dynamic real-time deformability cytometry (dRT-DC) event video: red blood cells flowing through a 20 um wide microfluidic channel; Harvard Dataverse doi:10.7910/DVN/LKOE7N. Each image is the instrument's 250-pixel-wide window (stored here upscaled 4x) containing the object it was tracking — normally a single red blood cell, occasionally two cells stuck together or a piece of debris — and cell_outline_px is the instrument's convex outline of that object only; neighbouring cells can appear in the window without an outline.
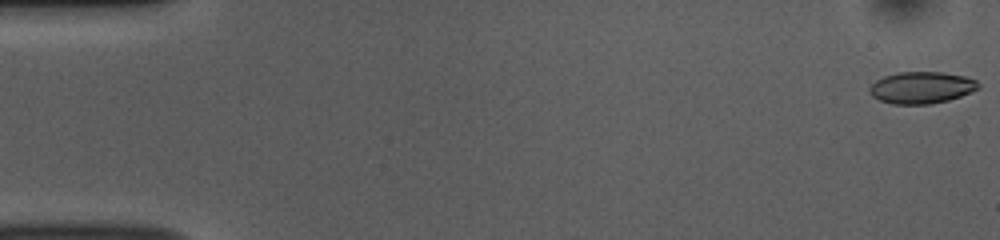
{"species": "common noctule bat (a hibernating species)", "species_latin": "Nyctalus noctula", "temperature_condition": "room temperature", "stored_images_in_passage": 53, "camera_frame_rate_fps": 3000, "um_per_image_px": 0.085, "animal": {"sex": "female", "body_mass_g": 10.0, "forearm_length_mm": 53.1}, "frame": {"image": 1, "passage_image": 1, "time_ms": 0.0, "image_size_px": [1000, 240], "cell_outline_px": [[980, 88], [960, 96], [948, 100], [928, 104], [892, 104], [880, 100], [872, 96], [868, 92], [868, 88], [876, 80], [884, 76], [900, 72], [940, 72], [964, 76], [976, 80], [980, 84]], "centroid_in_image_um": [78.31, 7.44], "position_along_channel_um": 6.7, "area_um2": 20.11}}
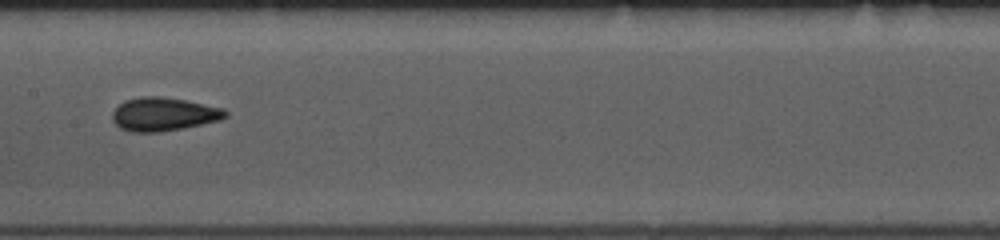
{"frame": {"image": 2, "passage_image": 27, "time_ms": 8.667, "image_size_px": [1000, 240], "cell_outline_px": [[228, 116], [220, 120], [184, 128], [160, 132], [128, 132], [120, 128], [112, 120], [112, 112], [124, 100], [140, 96], [160, 96], [184, 100], [224, 108], [228, 112]], "centroid_in_image_um": [13.9, 9.71], "position_along_channel_um": 193.5, "area_um2": 22.2}}
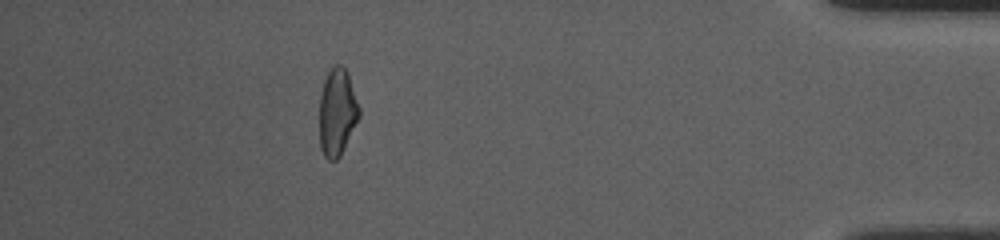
{"frame": {"image": 3, "passage_image": 48, "time_ms": 15.667, "image_size_px": [1000, 240], "cell_outline_px": [[360, 116], [340, 156], [336, 160], [328, 160], [324, 156], [320, 148], [320, 96], [324, 80], [328, 72], [336, 64], [340, 64], [348, 72], [360, 108]], "centroid_in_image_um": [28.67, 9.54], "position_along_channel_um": 406.5, "area_um2": 20.17}, "authors_computed_cell_mechanics": {"area_um2": 20.6346, "velocity_mm_per_s": 3.7582, "shape_relaxation_time_tau1_ms": 5.2319, "shape_relaxation_time_tau2_ms": 2.0212, "deformation_change_tau1": 0.119, "deformation_change_tau2": 0.0809}}